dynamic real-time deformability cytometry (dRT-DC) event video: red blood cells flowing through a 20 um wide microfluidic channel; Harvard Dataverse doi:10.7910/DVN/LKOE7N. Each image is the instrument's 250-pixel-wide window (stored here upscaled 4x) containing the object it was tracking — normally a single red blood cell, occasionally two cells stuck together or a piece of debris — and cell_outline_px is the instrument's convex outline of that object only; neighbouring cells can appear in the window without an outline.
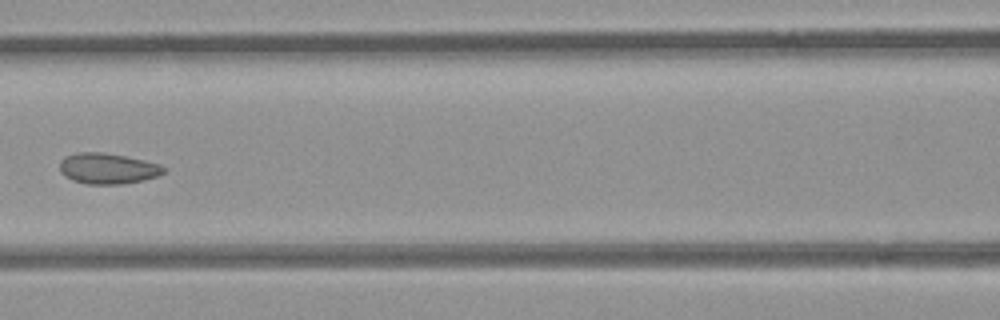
{"species": "common noctule bat (a hibernating species)", "species_latin": "Nyctalus noctula", "temperature_condition": "room temperature", "stored_images_in_passage": 8, "camera_frame_rate_fps": 3000, "um_per_image_px": 0.085, "animal": {"sex": "female", "body_mass_g": 21.9}, "frame": {"image": 1, "passage_image": 7, "time_ms": 7.0, "image_size_px": [1000, 320], "cell_outline_px": [[168, 168], [164, 172], [156, 176], [144, 180], [124, 184], [84, 184], [72, 180], [64, 176], [60, 172], [60, 160], [64, 156], [76, 152], [100, 152], [124, 156], [144, 160], [160, 164]], "centroid_in_image_um": [9.14, 14.32], "position_along_channel_um": 157.5, "area_um2": 18.84}}
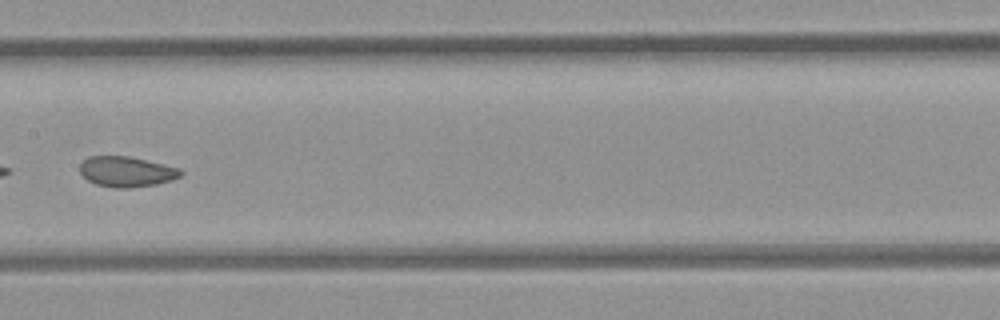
{"frame": {"image": 2, "passage_image": 8, "time_ms": 8.0, "image_size_px": [1000, 320], "cell_outline_px": [[184, 172], [180, 176], [172, 180], [156, 184], [132, 188], [116, 188], [96, 184], [88, 180], [80, 172], [80, 164], [88, 156], [128, 156], [180, 168]], "centroid_in_image_um": [10.76, 14.59], "position_along_channel_um": 196.6, "area_um2": 17.8}}